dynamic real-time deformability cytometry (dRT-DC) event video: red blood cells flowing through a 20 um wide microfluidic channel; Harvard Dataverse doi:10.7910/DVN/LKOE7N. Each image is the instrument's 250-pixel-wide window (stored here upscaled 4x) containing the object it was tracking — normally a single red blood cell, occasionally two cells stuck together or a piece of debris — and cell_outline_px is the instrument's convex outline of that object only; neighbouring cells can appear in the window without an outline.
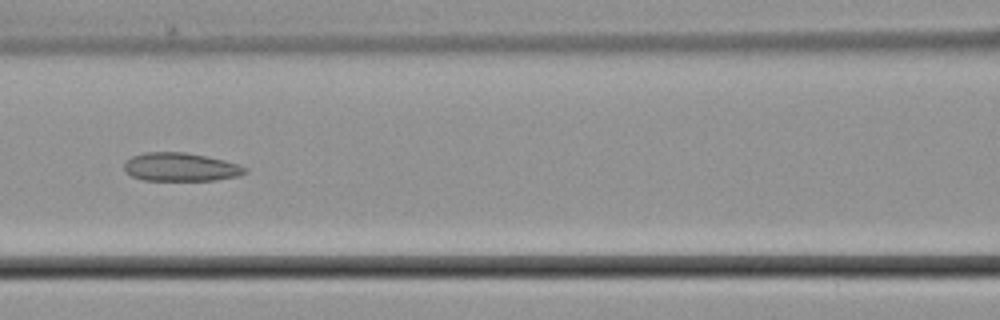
{"species": "common noctule bat (a hibernating species)", "species_latin": "Nyctalus noctula", "temperature_condition": "cold", "stored_images_in_passage": 7, "camera_frame_rate_fps": 3000, "um_per_image_px": 0.085, "animal": {"sex": "male", "body_mass_g": 21.5, "forearm_length_mm": 52.0}, "frame": {"image": 1, "passage_image": 7, "time_ms": 7.333, "image_size_px": [1000, 320], "cell_outline_px": [[248, 172], [240, 176], [216, 180], [144, 180], [132, 176], [124, 168], [124, 164], [132, 156], [144, 152], [184, 152], [224, 160], [248, 168]], "centroid_in_image_um": [15.38, 14.2], "position_along_channel_um": 151.2, "area_um2": 19.88}}